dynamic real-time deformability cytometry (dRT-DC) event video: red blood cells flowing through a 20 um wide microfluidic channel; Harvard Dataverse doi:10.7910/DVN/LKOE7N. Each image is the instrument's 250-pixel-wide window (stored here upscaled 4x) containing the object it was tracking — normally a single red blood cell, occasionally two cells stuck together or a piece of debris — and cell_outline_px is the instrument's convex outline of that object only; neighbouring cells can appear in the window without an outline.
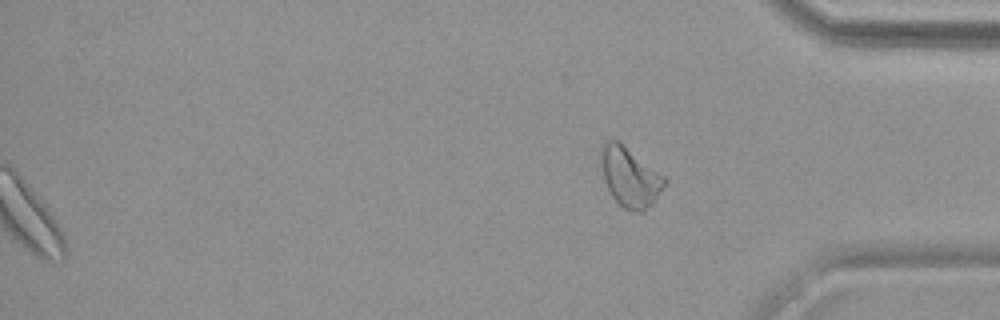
{"species": "common noctule bat (a hibernating species)", "species_latin": "Nyctalus noctula", "temperature_condition": "warm", "stored_images_in_passage": 41, "segment_of_instrument_passage": [2, 2], "camera_frame_rate_fps": 3000, "um_per_image_px": 0.085, "animal": {"sex": "female", "body_mass_g": 19.9}, "frame": {"image": 1, "passage_image": 41, "time_ms": 13.333, "image_size_px": [1000, 320], "cell_outline_px": [[668, 180], [652, 204], [640, 212], [636, 212], [624, 208], [612, 196], [604, 180], [604, 144], [608, 140], [616, 140], [664, 176]], "centroid_in_image_um": [53.6, 15.11], "position_along_channel_um": 381.6, "area_um2": 20.81}}